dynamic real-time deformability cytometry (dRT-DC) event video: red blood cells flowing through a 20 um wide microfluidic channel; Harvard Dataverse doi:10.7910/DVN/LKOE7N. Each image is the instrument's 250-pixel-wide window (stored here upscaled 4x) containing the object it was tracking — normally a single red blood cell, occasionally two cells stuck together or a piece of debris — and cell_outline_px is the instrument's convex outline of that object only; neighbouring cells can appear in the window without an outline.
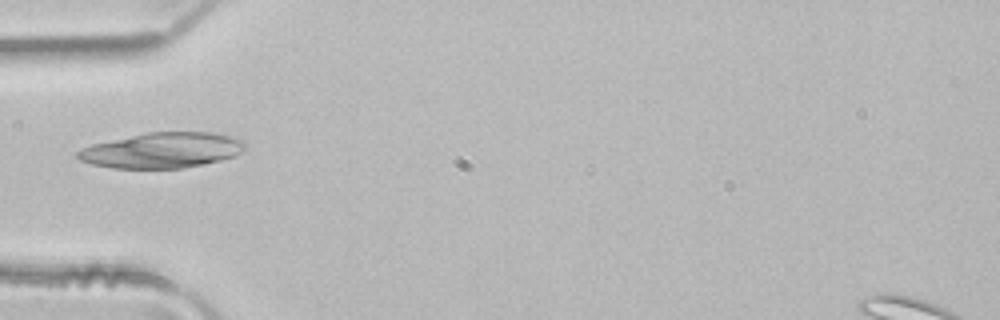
{"species": "common noctule bat (a hibernating species)", "species_latin": "Nyctalus noctula", "temperature_condition": "room temperature", "stored_images_in_passage": 3, "camera_frame_rate_fps": 3000, "um_per_image_px": 0.085, "animal": {"sex": "male", "body_mass_g": 21.5, "forearm_length_mm": 52.0}, "frame": {"image": 1, "passage_image": 3, "time_ms": 0.667, "image_size_px": [1000, 320], "cell_outline_px": [[244, 148], [240, 152], [232, 156], [220, 160], [184, 168], [112, 168], [92, 164], [80, 160], [76, 156], [76, 152], [92, 144], [148, 132], [212, 132], [244, 140]], "centroid_in_image_um": [13.75, 12.77], "position_along_channel_um": 71.2, "area_um2": 34.16}}